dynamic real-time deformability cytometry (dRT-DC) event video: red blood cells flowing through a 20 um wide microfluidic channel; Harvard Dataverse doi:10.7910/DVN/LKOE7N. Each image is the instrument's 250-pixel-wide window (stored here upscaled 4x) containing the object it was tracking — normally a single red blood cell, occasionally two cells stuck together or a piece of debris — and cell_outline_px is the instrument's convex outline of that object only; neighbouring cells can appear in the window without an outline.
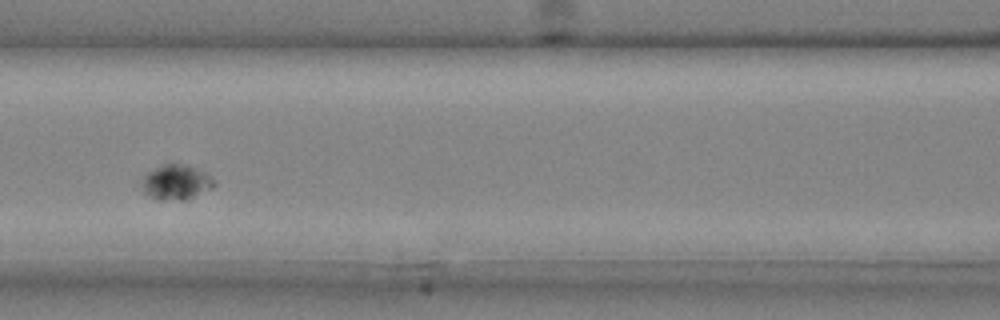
{"species": "common noctule bat (a hibernating species)", "species_latin": "Nyctalus noctula", "temperature_condition": "cold", "stored_images_in_passage": 4, "camera_frame_rate_fps": 3000, "um_per_image_px": 0.085, "animal": {"sex": "male", "body_mass_g": 20.4}, "frame": {"image": 1, "passage_image": 4, "time_ms": 1.0, "image_size_px": [1000, 320], "cell_outline_px": [[216, 184], [212, 188], [184, 200], [160, 200], [148, 196], [144, 192], [144, 176], [148, 172], [168, 160], [172, 160], [188, 164], [204, 172]], "centroid_in_image_um": [14.96, 15.44], "position_along_channel_um": 151.6, "area_um2": 14.85}}